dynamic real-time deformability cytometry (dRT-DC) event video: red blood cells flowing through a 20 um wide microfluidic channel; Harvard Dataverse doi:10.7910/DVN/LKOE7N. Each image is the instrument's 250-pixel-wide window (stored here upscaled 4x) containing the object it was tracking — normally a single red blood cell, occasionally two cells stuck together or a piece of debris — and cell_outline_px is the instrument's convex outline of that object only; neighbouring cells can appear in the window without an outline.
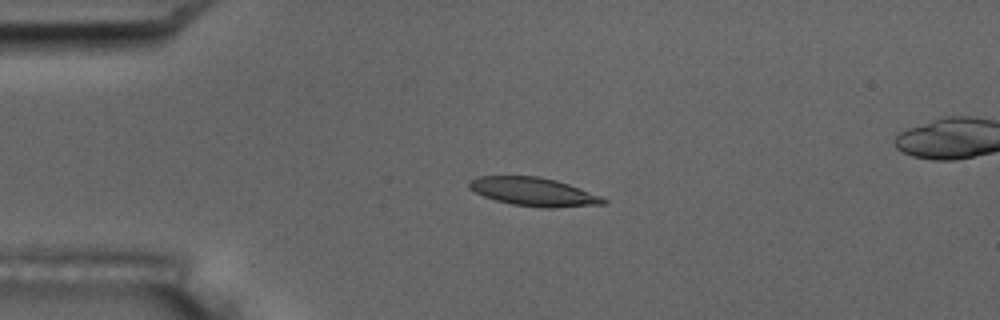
{"species": "common noctule bat (a hibernating species)", "species_latin": "Nyctalus noctula", "temperature_condition": "room temperature", "stored_images_in_passage": 6, "segment_of_instrument_passage": [1, 2], "camera_frame_rate_fps": 3000, "um_per_image_px": 0.085, "animal": {"sex": "male", "body_mass_g": 17.5, "forearm_length_mm": 52.3}, "frame": {"image": 1, "passage_image": 4, "time_ms": 3.667, "image_size_px": [1000, 320], "cell_outline_px": [[608, 200], [604, 204], [552, 208], [548, 208], [512, 204], [496, 200], [484, 196], [468, 188], [468, 180], [480, 176], [540, 176], [556, 180], [568, 184], [600, 196]], "centroid_in_image_um": [45.33, 16.29], "position_along_channel_um": 39.7, "area_um2": 22.08}}